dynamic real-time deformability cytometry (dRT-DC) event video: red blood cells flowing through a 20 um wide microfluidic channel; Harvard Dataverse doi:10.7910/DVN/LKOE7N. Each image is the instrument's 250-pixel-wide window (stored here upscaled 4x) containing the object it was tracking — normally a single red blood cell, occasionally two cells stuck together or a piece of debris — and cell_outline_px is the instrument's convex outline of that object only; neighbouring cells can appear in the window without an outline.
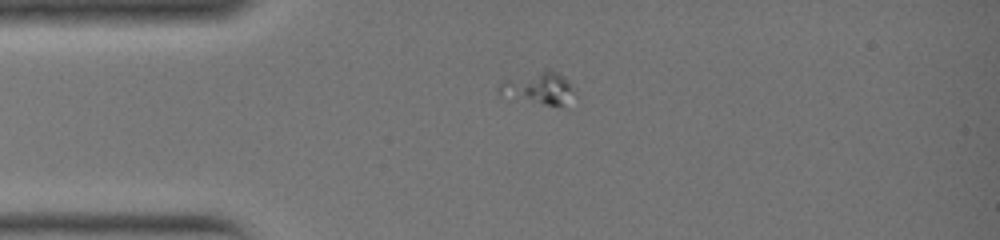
{"species": "common noctule bat (a hibernating species)", "species_latin": "Nyctalus noctula", "temperature_condition": "warm", "stored_images_in_passage": 28, "camera_frame_rate_fps": 3000, "um_per_image_px": 0.085, "animal": {"sex": "female", "body_mass_g": 19.0, "forearm_length_mm": 51.5}, "frame": {"image": 1, "passage_image": 1, "time_ms": 0.0, "image_size_px": [1000, 240], "cell_outline_px": [[576, 92], [564, 108], [560, 108], [496, 92], [496, 88], [504, 80], [544, 68], [548, 68], [556, 72]], "centroid_in_image_um": [45.82, 7.48], "position_along_channel_um": 39.2, "area_um2": 13.93}}
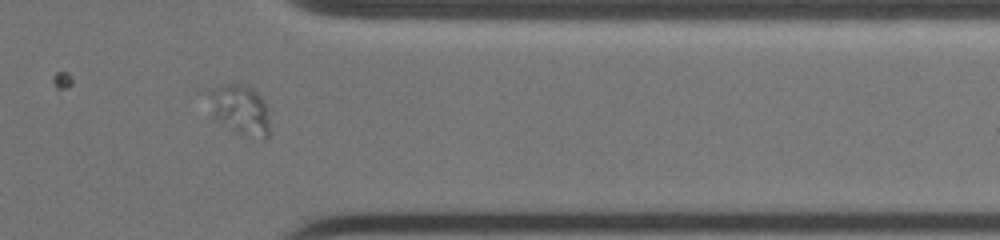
{"frame": {"image": 2, "passage_image": 22, "time_ms": 7.0, "image_size_px": [1000, 240], "cell_outline_px": [[268, 136], [264, 140], [260, 140], [232, 132], [212, 116], [204, 92], [208, 88], [224, 84], [248, 84], [264, 100], [268, 108]], "centroid_in_image_um": [20.34, 9.32], "position_along_channel_um": 391.1, "area_um2": 18.73}}
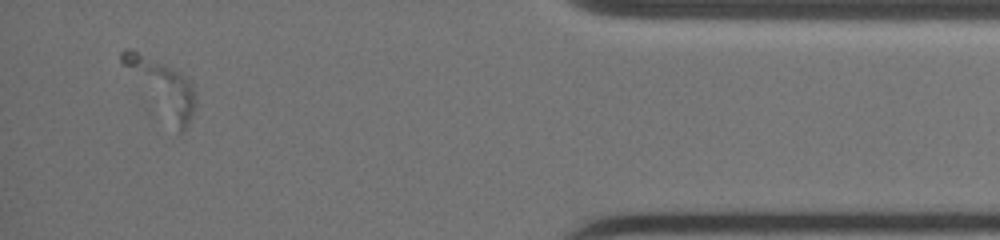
{"frame": {"image": 3, "passage_image": 26, "time_ms": 8.333, "image_size_px": [1000, 240], "cell_outline_px": [[196, 104], [192, 116], [184, 132], [180, 132], [120, 60], [120, 52], [124, 48], [132, 48], [180, 72], [192, 80], [196, 92]], "centroid_in_image_um": [13.87, 7.33], "position_along_channel_um": 421.3, "area_um2": 21.68}}